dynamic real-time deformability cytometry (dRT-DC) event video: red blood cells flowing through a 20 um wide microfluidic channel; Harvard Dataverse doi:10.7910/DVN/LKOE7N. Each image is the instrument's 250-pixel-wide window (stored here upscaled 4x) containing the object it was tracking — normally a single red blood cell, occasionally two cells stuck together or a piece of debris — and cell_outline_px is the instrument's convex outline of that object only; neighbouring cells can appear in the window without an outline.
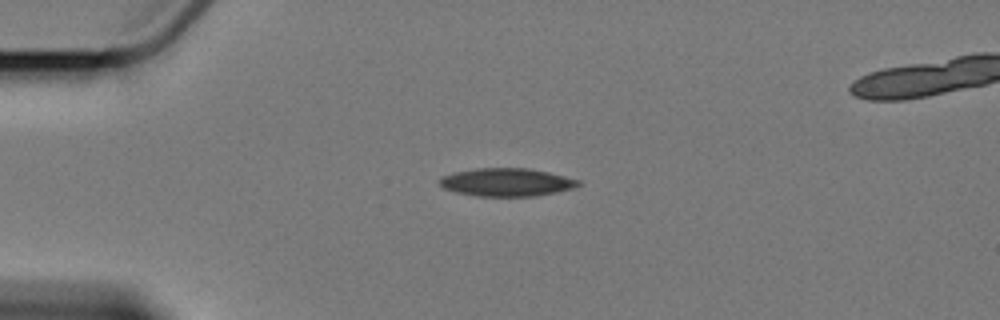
{"species": "Egyptian fruit bat (a non-hibernating species)", "species_latin": "Rousettus aegyptiacus", "temperature_condition": "cold", "stored_images_in_passage": 3, "camera_frame_rate_fps": 3000, "um_per_image_px": 0.085, "animal": {"sex": "female"}, "frame": {"image": 1, "passage_image": 1, "time_ms": 0.0, "image_size_px": [1000, 320], "cell_outline_px": [[580, 184], [572, 188], [556, 192], [536, 196], [476, 196], [456, 192], [444, 188], [440, 184], [440, 176], [452, 172], [476, 168], [528, 168], [548, 172], [580, 180]], "centroid_in_image_um": [43.03, 15.48], "position_along_channel_um": 42.0, "area_um2": 22.66}}
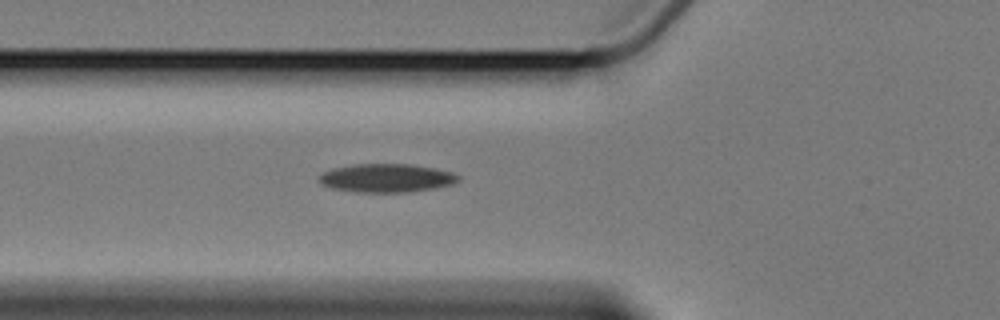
{"frame": {"image": 2, "passage_image": 3, "time_ms": 2.333, "image_size_px": [1000, 320], "cell_outline_px": [[460, 180], [452, 184], [432, 188], [408, 192], [356, 192], [332, 188], [320, 184], [316, 180], [316, 176], [320, 172], [332, 168], [352, 164], [412, 164], [436, 168], [452, 172], [460, 176]], "centroid_in_image_um": [32.78, 15.12], "position_along_channel_um": 93.0, "area_um2": 23.47}}